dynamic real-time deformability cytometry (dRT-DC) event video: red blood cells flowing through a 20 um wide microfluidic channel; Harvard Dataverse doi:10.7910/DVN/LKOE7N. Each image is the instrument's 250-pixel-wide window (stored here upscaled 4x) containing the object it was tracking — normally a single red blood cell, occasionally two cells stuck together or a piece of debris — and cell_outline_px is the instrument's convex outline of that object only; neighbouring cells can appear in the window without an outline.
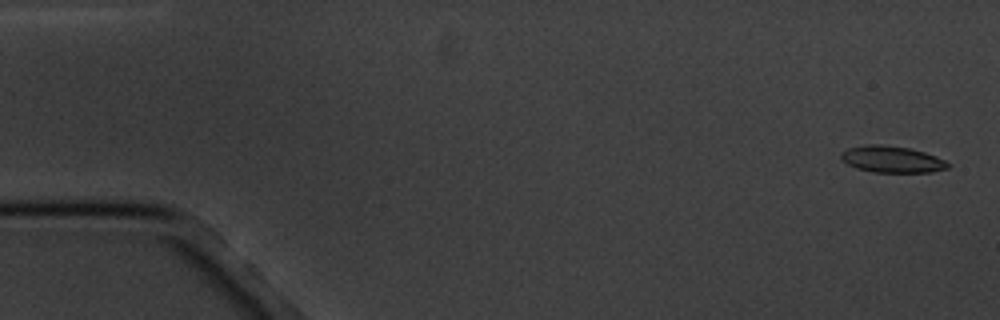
{"species": "common noctule bat (a hibernating species)", "species_latin": "Nyctalus noctula", "temperature_condition": "cold", "stored_images_in_passage": 5, "camera_frame_rate_fps": 3000, "um_per_image_px": 0.085, "animal": {"sex": "male", "body_mass_g": 20.1, "forearm_length_mm": 53.5}, "frame": {"image": 1, "passage_image": 1, "time_ms": 0.0, "image_size_px": [1000, 320], "cell_outline_px": [[952, 164], [948, 168], [932, 172], [872, 172], [856, 168], [840, 160], [840, 152], [848, 148], [864, 144], [880, 144], [912, 148], [936, 156]], "centroid_in_image_um": [75.79, 13.53], "position_along_channel_um": 9.2, "area_um2": 16.82}}
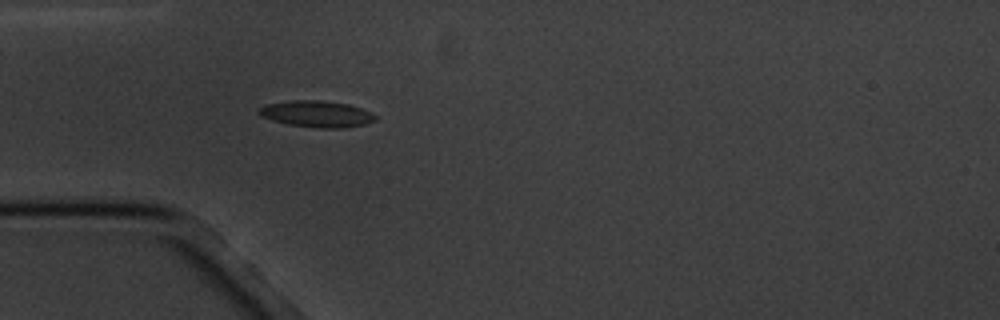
{"frame": {"image": 2, "passage_image": 5, "time_ms": 5.0, "image_size_px": [1000, 320], "cell_outline_px": [[376, 120], [364, 124], [344, 128], [320, 128], [288, 124], [272, 120], [260, 116], [256, 112], [264, 104], [292, 100], [320, 100], [348, 104], [372, 112], [376, 116]], "centroid_in_image_um": [26.89, 9.68], "position_along_channel_um": 58.1, "area_um2": 17.98}}